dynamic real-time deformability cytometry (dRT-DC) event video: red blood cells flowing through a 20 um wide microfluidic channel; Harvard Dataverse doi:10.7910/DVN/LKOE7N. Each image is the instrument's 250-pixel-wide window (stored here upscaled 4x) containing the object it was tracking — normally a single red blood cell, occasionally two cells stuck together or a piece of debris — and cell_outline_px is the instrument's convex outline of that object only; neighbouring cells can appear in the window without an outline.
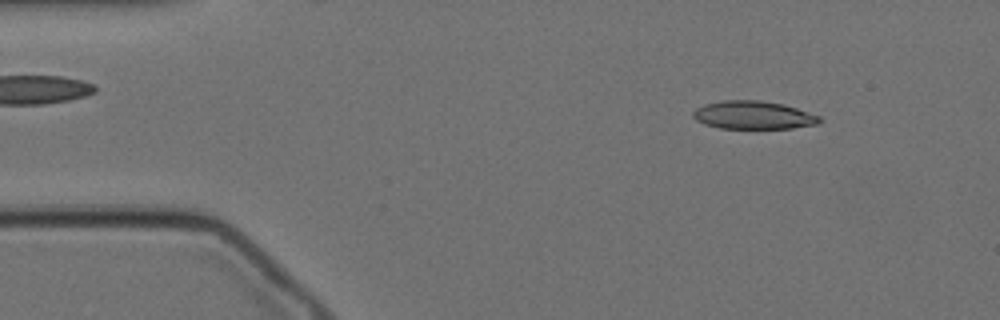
{"species": "Egyptian fruit bat (a non-hibernating species)", "species_latin": "Rousettus aegyptiacus", "temperature_condition": "cold", "stored_images_in_passage": 57, "camera_frame_rate_fps": 3000, "um_per_image_px": 0.085, "animal": {"sex": "female"}, "frame": {"image": 1, "passage_image": 6, "time_ms": 1.667, "image_size_px": [1000, 320], "cell_outline_px": [[820, 120], [816, 124], [792, 128], [720, 128], [704, 124], [696, 120], [692, 116], [692, 112], [696, 108], [704, 104], [724, 100], [760, 100], [784, 104], [820, 116]], "centroid_in_image_um": [63.99, 9.78], "position_along_channel_um": 21.0, "area_um2": 20.63}}
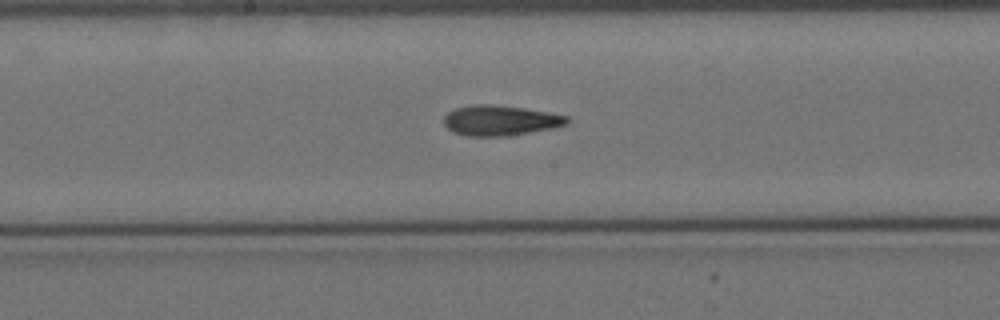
{"frame": {"image": 2, "passage_image": 28, "time_ms": 9.0, "image_size_px": [1000, 320], "cell_outline_px": [[568, 124], [552, 128], [504, 136], [468, 136], [452, 132], [444, 124], [444, 116], [452, 108], [472, 104], [492, 104], [524, 108], [548, 112], [568, 116]], "centroid_in_image_um": [42.47, 10.22], "position_along_channel_um": 205.7, "area_um2": 21.73}}
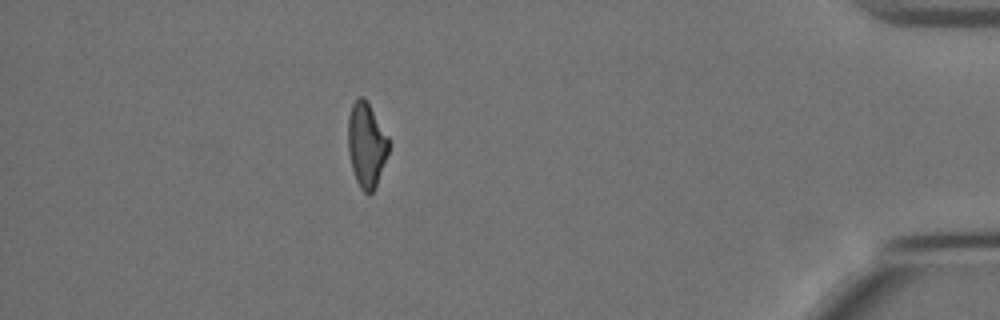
{"frame": {"image": 3, "passage_image": 50, "time_ms": 16.333, "image_size_px": [1000, 320], "cell_outline_px": [[388, 152], [376, 184], [372, 192], [368, 196], [360, 188], [356, 180], [352, 168], [348, 152], [348, 116], [352, 104], [356, 96], [364, 96], [388, 136]], "centroid_in_image_um": [31.12, 12.28], "position_along_channel_um": 404.1, "area_um2": 19.94}, "authors_computed_cell_mechanics": {"area_um2": 21.2704, "velocity_mm_per_s": 3.43, "shape_relaxation_time_tau1_ms": null, "shape_relaxation_time_tau2_ms": 3.581, "deformation_change_tau1": null, "deformation_change_tau2": 0.1254}}